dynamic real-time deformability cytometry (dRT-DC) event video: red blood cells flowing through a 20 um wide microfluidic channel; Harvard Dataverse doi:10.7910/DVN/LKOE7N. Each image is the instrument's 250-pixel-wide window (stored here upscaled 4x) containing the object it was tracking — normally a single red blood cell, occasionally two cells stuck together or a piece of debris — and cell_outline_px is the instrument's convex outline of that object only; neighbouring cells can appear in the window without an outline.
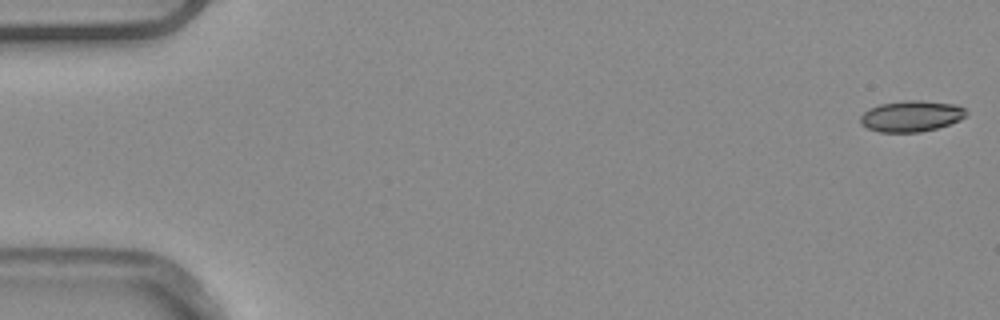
{"species": "common noctule bat (a hibernating species)", "species_latin": "Nyctalus noctula", "temperature_condition": "warm", "stored_images_in_passage": 4, "segment_of_instrument_passage": [2, 2], "camera_frame_rate_fps": 3000, "um_per_image_px": 0.085, "animal": {"sex": "male", "body_mass_g": 20.4}, "frame": {"image": 1, "passage_image": 4, "time_ms": 1.0, "image_size_px": [1000, 320], "cell_outline_px": [[968, 112], [960, 120], [936, 128], [920, 132], [880, 132], [868, 128], [860, 124], [860, 116], [864, 112], [880, 104], [904, 100], [920, 100], [956, 104], [964, 108]], "centroid_in_image_um": [77.46, 9.86], "position_along_channel_um": 7.5, "area_um2": 19.07}}